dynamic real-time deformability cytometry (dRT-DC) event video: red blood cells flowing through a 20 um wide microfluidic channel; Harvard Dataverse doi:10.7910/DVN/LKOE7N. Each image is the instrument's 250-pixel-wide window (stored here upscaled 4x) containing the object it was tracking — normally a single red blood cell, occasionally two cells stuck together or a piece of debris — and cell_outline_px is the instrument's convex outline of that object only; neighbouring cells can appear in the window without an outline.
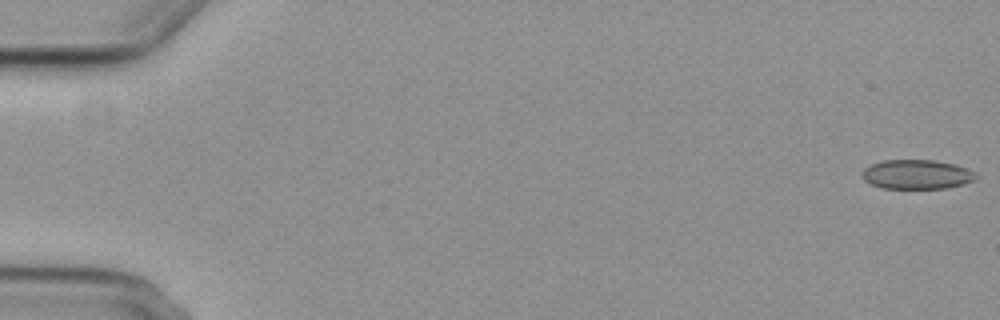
{"species": "common noctule bat (a hibernating species)", "species_latin": "Nyctalus noctula", "temperature_condition": "cold", "stored_images_in_passage": 5, "camera_frame_rate_fps": 3000, "um_per_image_px": 0.085, "animal": {"sex": "female", "body_mass_g": 29.2, "forearm_length_mm": 56.3}, "frame": {"image": 1, "passage_image": 1, "time_ms": 0.0, "image_size_px": [1000, 320], "cell_outline_px": [[976, 176], [972, 180], [964, 184], [944, 188], [880, 188], [864, 180], [864, 168], [872, 164], [884, 160], [932, 160], [952, 164], [968, 168]], "centroid_in_image_um": [77.91, 14.82], "position_along_channel_um": 7.1, "area_um2": 19.07}}
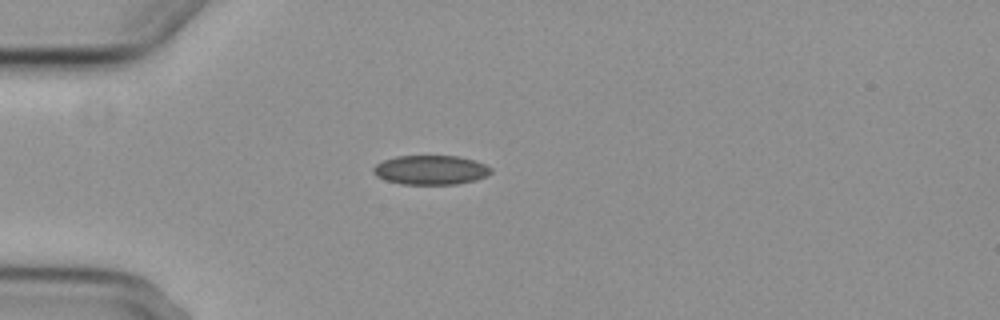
{"frame": {"image": 2, "passage_image": 5, "time_ms": 5.0, "image_size_px": [1000, 320], "cell_outline_px": [[492, 172], [488, 176], [476, 180], [456, 184], [400, 184], [384, 180], [376, 176], [372, 172], [372, 168], [376, 164], [384, 160], [396, 156], [456, 156], [476, 160], [492, 168]], "centroid_in_image_um": [36.61, 14.45], "position_along_channel_um": 48.4, "area_um2": 20.29}}